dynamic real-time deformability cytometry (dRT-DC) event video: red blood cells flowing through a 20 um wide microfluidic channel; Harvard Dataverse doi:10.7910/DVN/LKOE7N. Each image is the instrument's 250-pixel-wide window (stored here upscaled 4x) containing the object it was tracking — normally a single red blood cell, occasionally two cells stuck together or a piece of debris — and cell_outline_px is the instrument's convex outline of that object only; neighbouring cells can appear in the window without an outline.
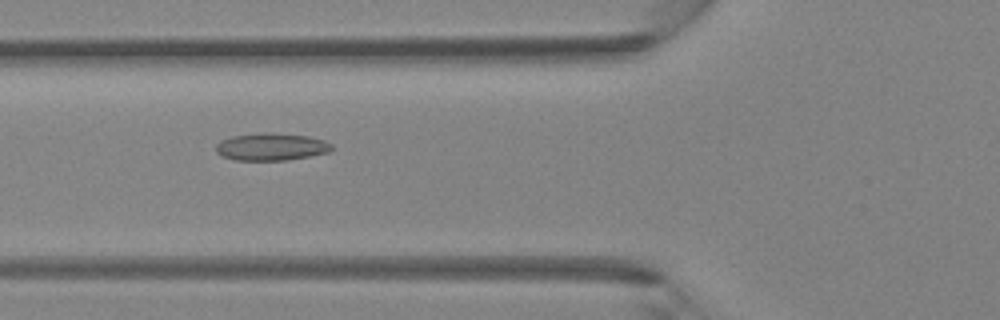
{"species": "Egyptian fruit bat (a non-hibernating species)", "species_latin": "Rousettus aegyptiacus", "temperature_condition": "room temperature", "stored_images_in_passage": 45, "camera_frame_rate_fps": 3000, "um_per_image_px": 0.085, "animal": {"sex": "female"}, "frame": {"image": 1, "passage_image": 17, "time_ms": 5.333, "image_size_px": [1000, 320], "cell_outline_px": [[332, 148], [328, 152], [288, 160], [236, 160], [224, 156], [216, 152], [216, 144], [220, 140], [232, 136], [264, 132], [272, 132], [308, 136], [324, 140], [332, 144]], "centroid_in_image_um": [23.05, 12.46], "position_along_channel_um": 102.8, "area_um2": 18.44}}
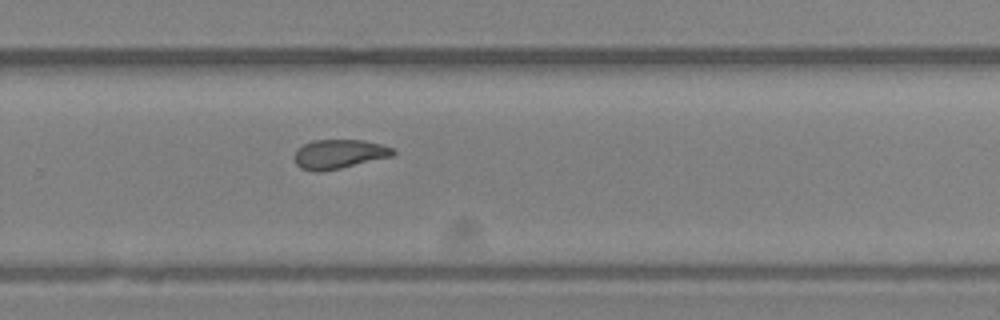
{"frame": {"image": 2, "passage_image": 30, "time_ms": 9.667, "image_size_px": [1000, 320], "cell_outline_px": [[396, 152], [392, 156], [340, 168], [320, 172], [312, 172], [300, 168], [296, 164], [296, 148], [312, 140], [364, 140], [380, 144], [392, 148]], "centroid_in_image_um": [28.79, 13.1], "position_along_channel_um": 301.0, "area_um2": 16.7}}
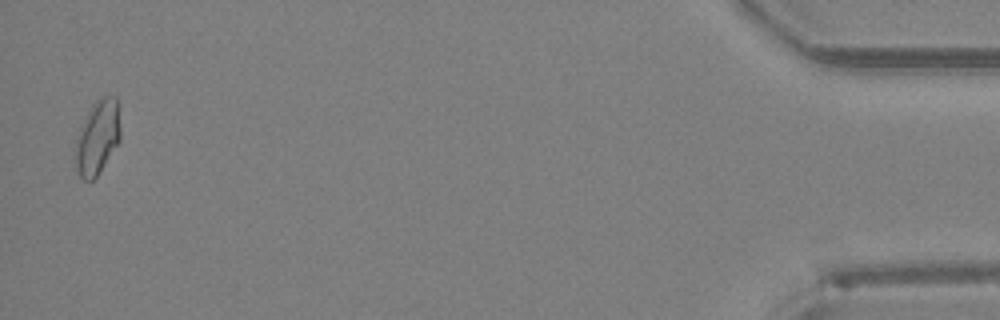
{"frame": {"image": 3, "passage_image": 44, "time_ms": 14.333, "image_size_px": [1000, 320], "cell_outline_px": [[120, 140], [96, 176], [92, 180], [84, 180], [80, 176], [72, 160], [76, 140], [80, 124], [92, 104], [100, 96], [116, 96], [120, 128]], "centroid_in_image_um": [8.24, 11.66], "position_along_channel_um": 427.0, "area_um2": 19.65}}